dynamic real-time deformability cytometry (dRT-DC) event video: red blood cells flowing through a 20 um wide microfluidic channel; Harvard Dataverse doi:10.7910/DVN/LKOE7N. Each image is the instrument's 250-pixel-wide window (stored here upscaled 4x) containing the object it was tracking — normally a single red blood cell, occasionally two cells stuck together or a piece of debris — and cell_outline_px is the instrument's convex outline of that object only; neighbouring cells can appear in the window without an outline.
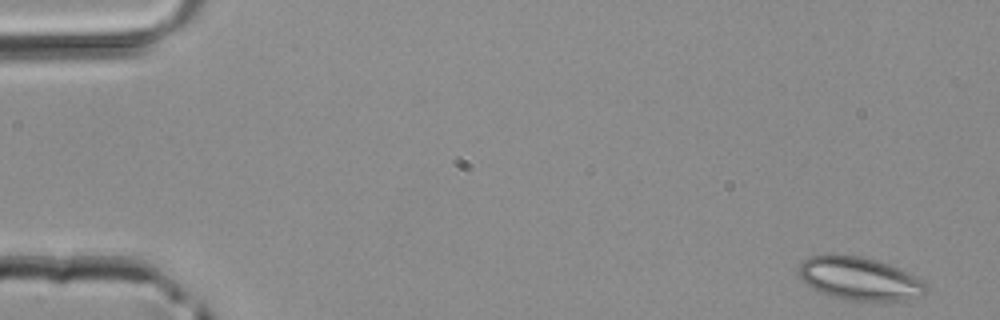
{"species": "common noctule bat (a hibernating species)", "species_latin": "Nyctalus noctula", "temperature_condition": "room temperature", "stored_images_in_passage": 4, "camera_frame_rate_fps": 3000, "um_per_image_px": 0.085, "animal": {"sex": "male", "body_mass_g": 20.4}, "frame": {"image": 1, "passage_image": 1, "time_ms": 0.0, "image_size_px": [1000, 320], "cell_outline_px": [[928, 292], [924, 296], [904, 300], [856, 300], [832, 296], [820, 292], [812, 288], [796, 272], [800, 264], [808, 256], [860, 256], [876, 260], [900, 268], [916, 276], [928, 284]], "centroid_in_image_um": [73.13, 23.69], "position_along_channel_um": 11.9, "area_um2": 31.62}}